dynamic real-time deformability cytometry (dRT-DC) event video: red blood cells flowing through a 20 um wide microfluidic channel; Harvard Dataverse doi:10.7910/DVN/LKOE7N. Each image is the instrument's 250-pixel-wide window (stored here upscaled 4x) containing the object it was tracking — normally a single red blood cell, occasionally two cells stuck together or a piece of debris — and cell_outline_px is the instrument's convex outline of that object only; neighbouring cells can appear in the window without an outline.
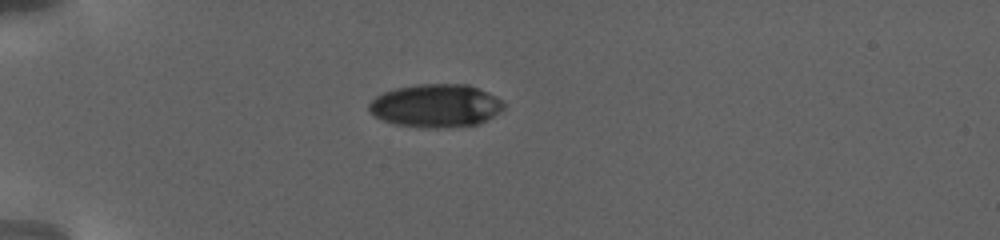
{"species": "human", "species_latin": "Homo sapiens", "temperature_condition": "warm", "stored_images_in_passage": 11, "camera_frame_rate_fps": 3000, "um_per_image_px": 0.085, "donor": {"sex": "female"}, "frame": {"image": 1, "passage_image": 1, "time_ms": 0.0, "image_size_px": [1000, 240], "cell_outline_px": [[504, 108], [480, 124], [436, 128], [424, 128], [396, 124], [384, 120], [368, 112], [368, 104], [376, 96], [384, 92], [396, 88], [416, 84], [468, 84], [488, 92], [496, 96], [504, 104]], "centroid_in_image_um": [37.03, 8.98], "position_along_channel_um": 48.0, "area_um2": 33.81}}